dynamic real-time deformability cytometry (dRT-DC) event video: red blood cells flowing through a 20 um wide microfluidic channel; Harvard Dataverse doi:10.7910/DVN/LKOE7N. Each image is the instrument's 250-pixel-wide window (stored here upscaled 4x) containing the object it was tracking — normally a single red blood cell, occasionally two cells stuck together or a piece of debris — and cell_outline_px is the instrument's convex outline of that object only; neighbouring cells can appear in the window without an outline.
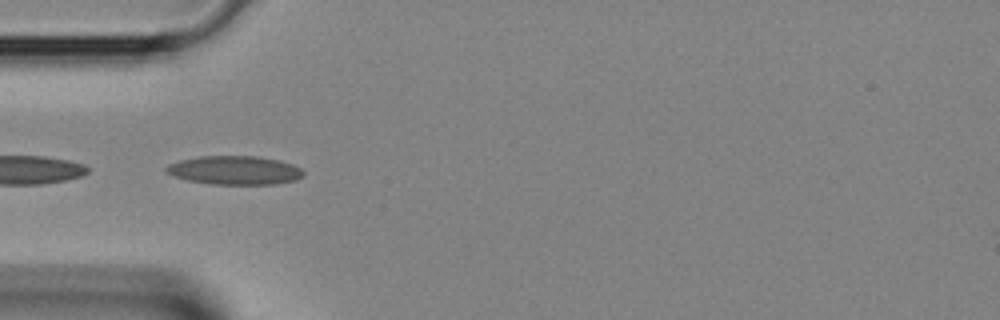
{"species": "Egyptian fruit bat (a non-hibernating species)", "species_latin": "Rousettus aegyptiacus", "temperature_condition": "room temperature", "stored_images_in_passage": 8, "camera_frame_rate_fps": 3000, "um_per_image_px": 0.085, "animal": {"sex": "female"}, "frame": {"image": 1, "passage_image": 6, "time_ms": 1.667, "image_size_px": [1000, 320], "cell_outline_px": [[304, 176], [296, 180], [276, 184], [212, 184], [188, 180], [164, 172], [164, 168], [168, 164], [180, 160], [200, 156], [256, 156], [280, 160], [292, 164], [300, 168], [304, 172]], "centroid_in_image_um": [19.96, 14.47], "position_along_channel_um": 65.0, "area_um2": 23.0}}